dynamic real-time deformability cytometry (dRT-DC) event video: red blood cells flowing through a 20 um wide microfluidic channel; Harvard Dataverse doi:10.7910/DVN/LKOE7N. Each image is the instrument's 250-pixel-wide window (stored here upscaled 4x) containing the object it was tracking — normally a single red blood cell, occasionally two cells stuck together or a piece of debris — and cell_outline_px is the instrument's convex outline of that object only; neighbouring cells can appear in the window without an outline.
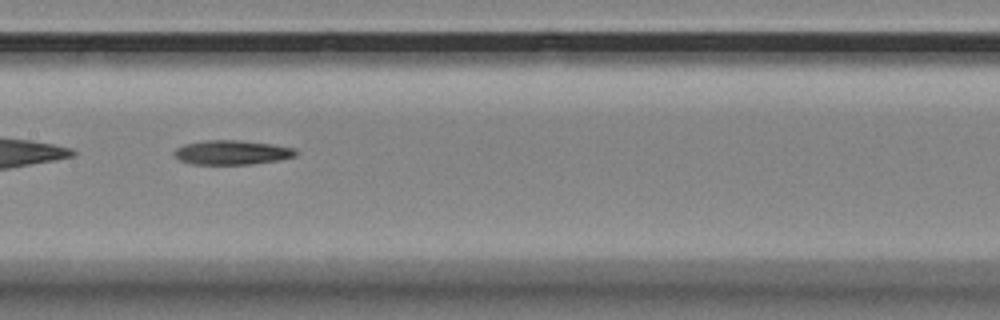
{"species": "Egyptian fruit bat (a non-hibernating species)", "species_latin": "Rousettus aegyptiacus", "temperature_condition": "room temperature", "stored_images_in_passage": 40, "camera_frame_rate_fps": 3000, "um_per_image_px": 0.085, "animal": {"sex": "female"}, "frame": {"image": 1, "passage_image": 12, "time_ms": 3.667, "image_size_px": [1000, 320], "cell_outline_px": [[296, 156], [280, 160], [248, 164], [192, 164], [180, 160], [172, 152], [176, 148], [184, 144], [204, 140], [236, 140], [268, 144], [292, 148], [296, 152]], "centroid_in_image_um": [19.65, 12.96], "position_along_channel_um": 187.7, "area_um2": 16.99}, "authors_computed_cell_mechanics": {"area_um2": 17.0799, "velocity_mm_per_s": 3.5354, "shape_relaxation_time_tau1_ms": 8.1844, "shape_relaxation_time_tau2_ms": null, "deformation_change_tau1": 0.1917, "deformation_change_tau2": null}}